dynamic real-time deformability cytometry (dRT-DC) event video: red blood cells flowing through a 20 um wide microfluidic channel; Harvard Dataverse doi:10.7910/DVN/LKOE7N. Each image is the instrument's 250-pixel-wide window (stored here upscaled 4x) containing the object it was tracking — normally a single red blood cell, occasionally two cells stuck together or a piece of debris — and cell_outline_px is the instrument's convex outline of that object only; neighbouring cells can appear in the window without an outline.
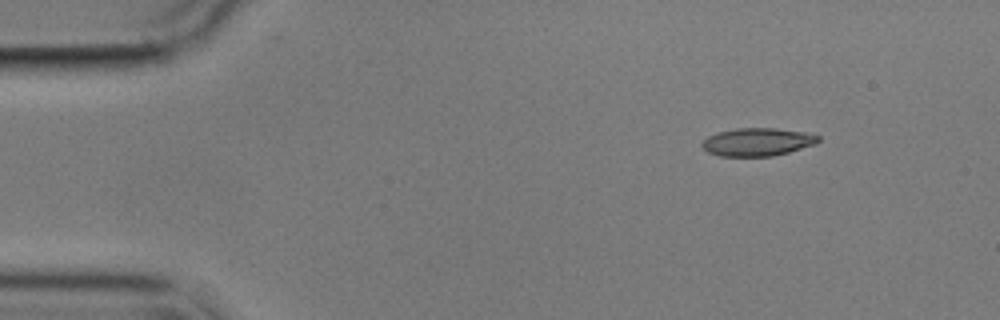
{"species": "common noctule bat (a hibernating species)", "species_latin": "Nyctalus noctula", "temperature_condition": "cold", "stored_images_in_passage": 15, "camera_frame_rate_fps": 3000, "um_per_image_px": 0.085, "animal": {"sex": "male", "body_mass_g": 17.9}, "frame": {"image": 1, "passage_image": 1, "time_ms": 0.0, "image_size_px": [1000, 320], "cell_outline_px": [[820, 140], [816, 144], [788, 152], [772, 156], [720, 156], [708, 152], [700, 144], [708, 136], [720, 132], [736, 128], [776, 128], [804, 132], [820, 136]], "centroid_in_image_um": [64.4, 12.06], "position_along_channel_um": 20.6, "area_um2": 18.84}}
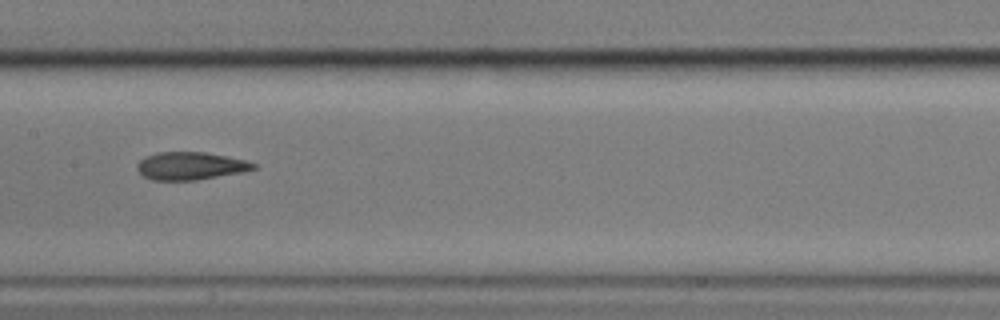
{"frame": {"image": 2, "passage_image": 7, "time_ms": 7.0, "image_size_px": [1000, 320], "cell_outline_px": [[256, 168], [244, 172], [196, 180], [152, 180], [144, 176], [136, 168], [136, 164], [144, 156], [160, 152], [204, 152], [244, 160], [256, 164]], "centroid_in_image_um": [16.16, 14.1], "position_along_channel_um": 191.2, "area_um2": 18.73}}
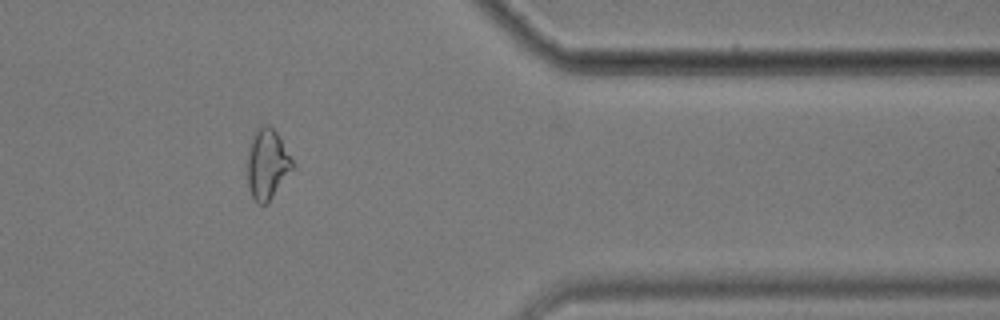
{"frame": {"image": 3, "passage_image": 13, "time_ms": 17.333, "image_size_px": [1000, 320], "cell_outline_px": [[292, 168], [268, 204], [260, 204], [252, 196], [248, 184], [248, 152], [252, 136], [256, 128], [260, 124], [268, 124], [276, 132], [292, 160]], "centroid_in_image_um": [22.68, 13.93], "position_along_channel_um": 388.7, "area_um2": 18.03}}